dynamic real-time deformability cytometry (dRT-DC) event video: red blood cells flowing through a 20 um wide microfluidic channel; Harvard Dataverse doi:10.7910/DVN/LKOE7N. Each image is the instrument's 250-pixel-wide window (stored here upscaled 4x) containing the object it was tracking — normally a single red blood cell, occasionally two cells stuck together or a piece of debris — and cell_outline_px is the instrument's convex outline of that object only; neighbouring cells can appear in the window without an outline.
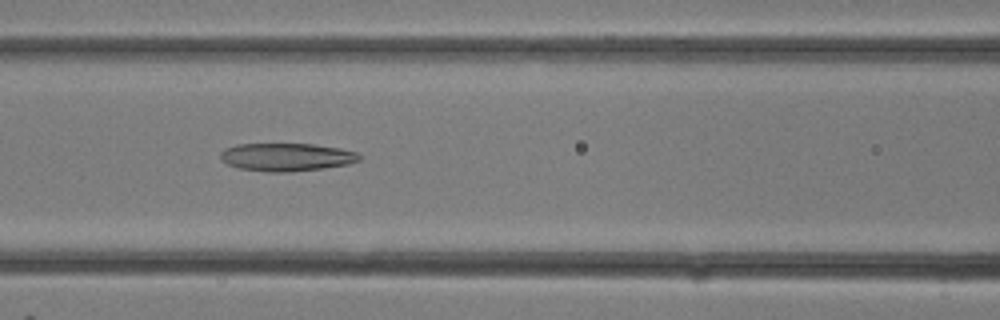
{"species": "common noctule bat (a hibernating species)", "species_latin": "Nyctalus noctula", "temperature_condition": "room temperature", "stored_images_in_passage": 18, "camera_frame_rate_fps": 3000, "um_per_image_px": 0.085, "animal": {"sex": "female"}, "frame": {"image": 1, "passage_image": 13, "time_ms": 4.0, "image_size_px": [1000, 320], "cell_outline_px": [[360, 160], [348, 164], [324, 168], [292, 172], [268, 172], [236, 168], [220, 160], [220, 152], [224, 148], [236, 144], [312, 144], [340, 148], [356, 152], [360, 156]], "centroid_in_image_um": [24.31, 13.35], "position_along_channel_um": 142.3, "area_um2": 22.83}}
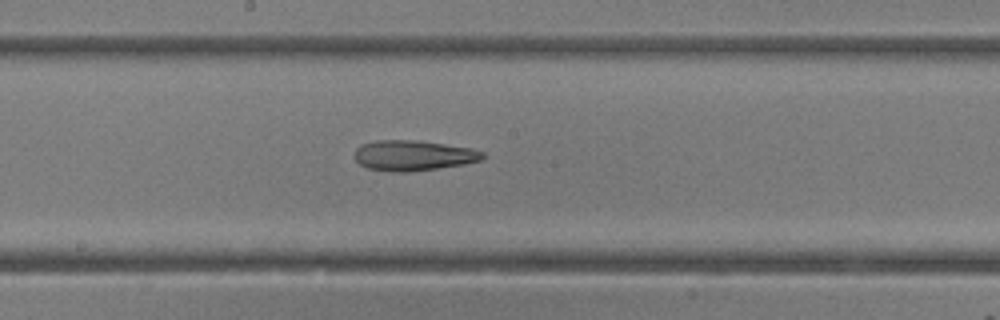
{"frame": {"image": 2, "passage_image": 16, "time_ms": 5.0, "image_size_px": [1000, 320], "cell_outline_px": [[484, 156], [480, 160], [464, 164], [408, 172], [392, 172], [368, 168], [360, 164], [352, 156], [356, 148], [360, 144], [376, 140], [416, 140], [472, 148], [484, 152]], "centroid_in_image_um": [35.08, 13.21], "position_along_channel_um": 213.1, "area_um2": 22.72}}
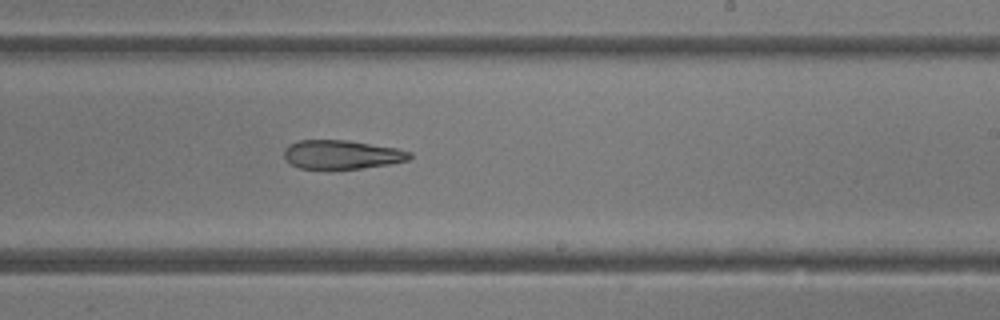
{"frame": {"image": 3, "passage_image": 18, "time_ms": 5.667, "image_size_px": [1000, 320], "cell_outline_px": [[412, 156], [408, 160], [388, 164], [360, 168], [300, 168], [292, 164], [284, 156], [284, 148], [288, 144], [300, 140], [348, 140], [396, 148], [412, 152]], "centroid_in_image_um": [29.05, 13.12], "position_along_channel_um": 259.9, "area_um2": 20.87}}